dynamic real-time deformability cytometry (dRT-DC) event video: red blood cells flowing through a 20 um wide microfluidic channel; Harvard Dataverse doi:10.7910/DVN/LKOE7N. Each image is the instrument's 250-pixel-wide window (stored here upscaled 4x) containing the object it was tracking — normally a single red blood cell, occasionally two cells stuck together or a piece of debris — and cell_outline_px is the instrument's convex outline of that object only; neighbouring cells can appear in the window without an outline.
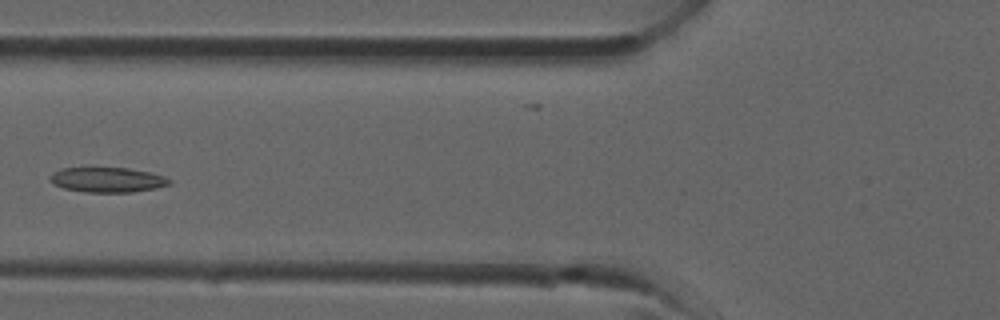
{"species": "common noctule bat (a hibernating species)", "species_latin": "Nyctalus noctula", "temperature_condition": "room temperature", "stored_images_in_passage": 36, "camera_frame_rate_fps": 3000, "um_per_image_px": 0.085, "animal": {"sex": "male", "forearm_length_mm": 52.5}, "frame": {"image": 1, "passage_image": 14, "time_ms": 4.333, "image_size_px": [1000, 320], "cell_outline_px": [[172, 184], [156, 188], [132, 192], [84, 192], [64, 188], [52, 184], [52, 172], [60, 168], [128, 168], [148, 172], [164, 176], [172, 180]], "centroid_in_image_um": [9.15, 15.28], "position_along_channel_um": 116.6, "area_um2": 17.28}}
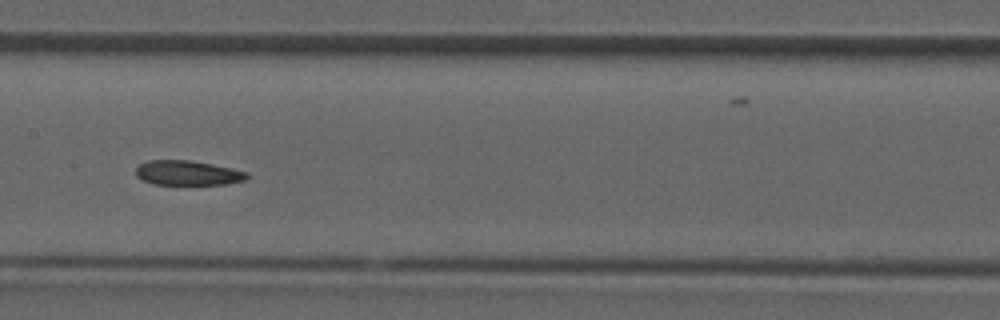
{"frame": {"image": 2, "passage_image": 18, "time_ms": 5.667, "image_size_px": [1000, 320], "cell_outline_px": [[248, 176], [244, 180], [228, 184], [152, 184], [136, 176], [136, 168], [140, 164], [148, 160], [192, 160], [232, 168], [248, 172]], "centroid_in_image_um": [15.95, 14.69], "position_along_channel_um": 191.4, "area_um2": 15.95}}
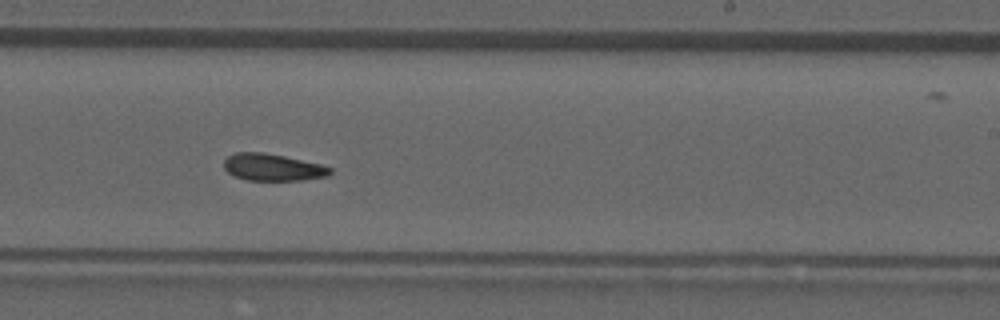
{"frame": {"image": 3, "passage_image": 22, "time_ms": 7.0, "image_size_px": [1000, 320], "cell_outline_px": [[332, 172], [328, 176], [300, 180], [248, 180], [236, 176], [228, 172], [224, 168], [224, 160], [228, 156], [236, 152], [264, 152], [284, 156], [320, 164], [332, 168]], "centroid_in_image_um": [23.18, 14.21], "position_along_channel_um": 265.8, "area_um2": 16.59}}